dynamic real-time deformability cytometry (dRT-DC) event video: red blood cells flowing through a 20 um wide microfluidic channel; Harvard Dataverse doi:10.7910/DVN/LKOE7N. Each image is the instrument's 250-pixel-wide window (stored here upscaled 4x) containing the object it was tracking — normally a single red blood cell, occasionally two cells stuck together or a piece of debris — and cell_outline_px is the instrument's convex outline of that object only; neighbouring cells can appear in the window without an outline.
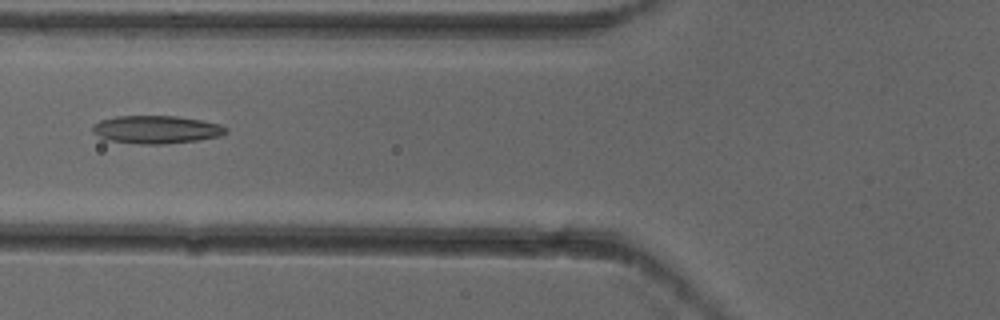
{"species": "common noctule bat (a hibernating species)", "species_latin": "Nyctalus noctula", "temperature_condition": "cold", "stored_images_in_passage": 6, "camera_frame_rate_fps": 3000, "um_per_image_px": 0.085, "animal": {"sex": "female"}, "frame": {"image": 1, "passage_image": 6, "time_ms": 1.667, "image_size_px": [1000, 320], "cell_outline_px": [[228, 132], [220, 136], [196, 140], [164, 144], [140, 144], [104, 140], [92, 132], [92, 124], [100, 120], [116, 116], [176, 116], [200, 120], [220, 124], [228, 128]], "centroid_in_image_um": [13.25, 11.01], "position_along_channel_um": 112.6, "area_um2": 21.85}}